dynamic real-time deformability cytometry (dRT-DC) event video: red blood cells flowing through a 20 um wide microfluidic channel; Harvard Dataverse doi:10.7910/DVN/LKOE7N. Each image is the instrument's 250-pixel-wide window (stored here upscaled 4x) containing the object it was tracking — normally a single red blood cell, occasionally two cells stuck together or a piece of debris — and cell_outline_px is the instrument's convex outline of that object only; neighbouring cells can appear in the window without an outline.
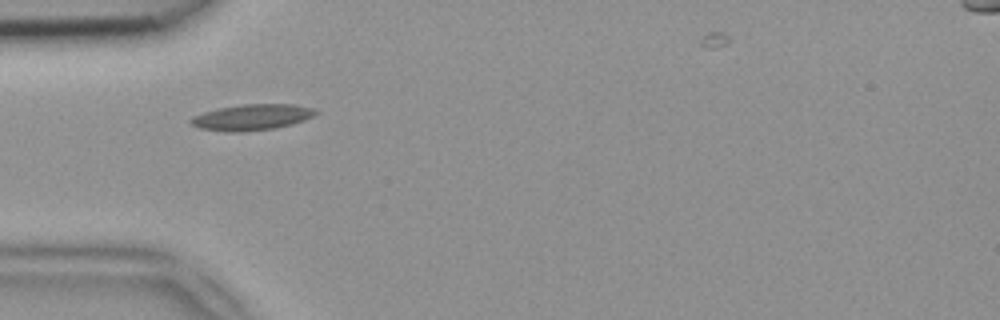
{"species": "common noctule bat (a hibernating species)", "species_latin": "Nyctalus noctula", "temperature_condition": "room temperature", "stored_images_in_passage": 32, "camera_frame_rate_fps": 3000, "um_per_image_px": 0.085, "animal": {"sex": "female", "body_mass_g": 18.4}, "frame": {"image": 1, "passage_image": 2, "time_ms": 0.333, "image_size_px": [1000, 320], "cell_outline_px": [[320, 112], [304, 120], [292, 124], [276, 128], [244, 132], [224, 132], [200, 128], [192, 124], [188, 120], [192, 116], [216, 108], [244, 104], [292, 104], [312, 108]], "centroid_in_image_um": [21.39, 9.97], "position_along_channel_um": 63.6, "area_um2": 19.02}}
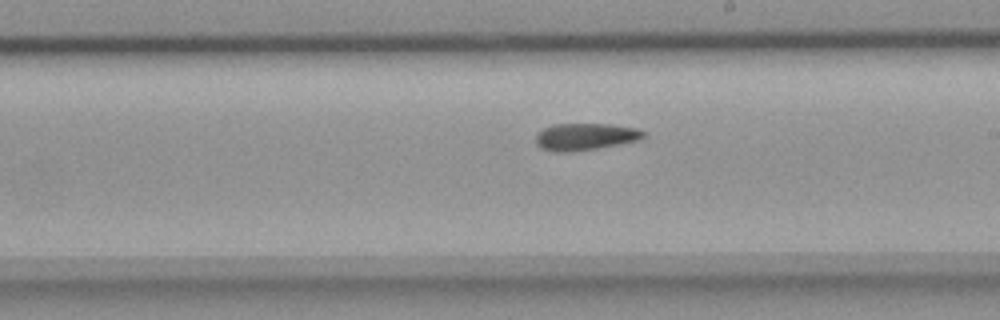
{"frame": {"image": 2, "passage_image": 15, "time_ms": 4.667, "image_size_px": [1000, 320], "cell_outline_px": [[648, 136], [640, 140], [620, 144], [572, 152], [552, 152], [540, 148], [536, 144], [536, 132], [552, 124], [612, 124], [636, 128], [644, 132]], "centroid_in_image_um": [49.74, 11.62], "position_along_channel_um": 239.3, "area_um2": 17.22}}
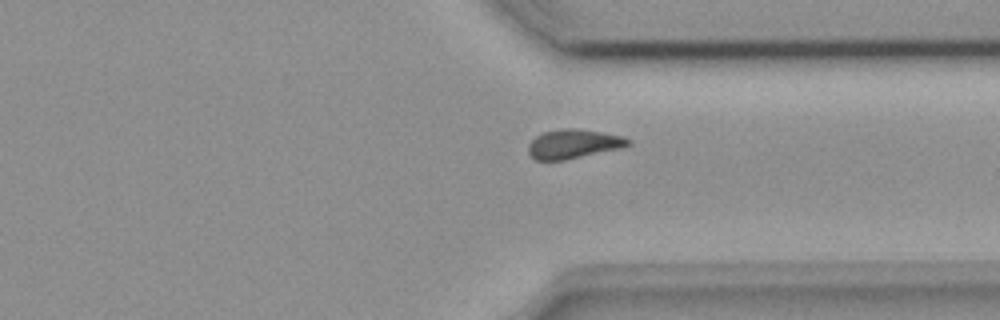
{"frame": {"image": 3, "passage_image": 24, "time_ms": 7.667, "image_size_px": [1000, 320], "cell_outline_px": [[632, 144], [624, 148], [564, 160], [536, 160], [528, 152], [528, 144], [536, 136], [544, 132], [564, 128], [576, 128], [624, 136], [632, 140]], "centroid_in_image_um": [48.8, 12.23], "position_along_channel_um": 362.6, "area_um2": 17.11}}